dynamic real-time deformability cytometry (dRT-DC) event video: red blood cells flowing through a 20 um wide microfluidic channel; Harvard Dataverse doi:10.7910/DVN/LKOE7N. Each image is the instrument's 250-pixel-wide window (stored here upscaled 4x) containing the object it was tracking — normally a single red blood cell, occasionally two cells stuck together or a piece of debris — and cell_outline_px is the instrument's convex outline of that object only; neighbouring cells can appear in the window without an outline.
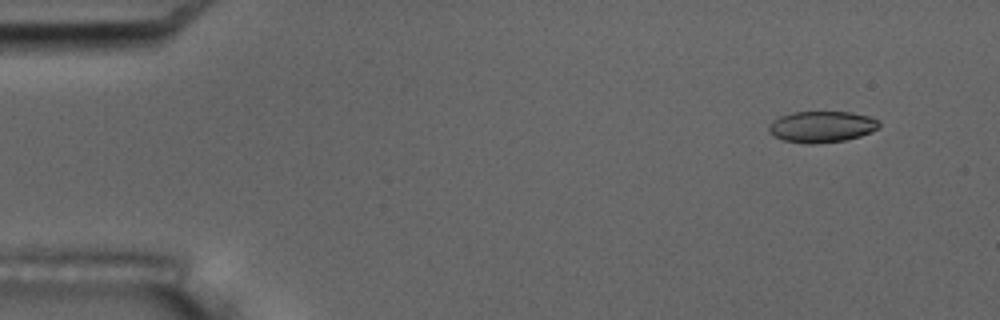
{"species": "common noctule bat (a hibernating species)", "species_latin": "Nyctalus noctula", "temperature_condition": "room temperature", "stored_images_in_passage": 6, "camera_frame_rate_fps": 3000, "um_per_image_px": 0.085, "animal": {"sex": "male", "body_mass_g": 17.5, "forearm_length_mm": 52.3}, "frame": {"image": 1, "passage_image": 2, "time_ms": 1.0, "image_size_px": [1000, 320], "cell_outline_px": [[880, 128], [872, 132], [860, 136], [844, 140], [812, 144], [808, 144], [784, 140], [772, 136], [768, 132], [768, 124], [772, 120], [780, 116], [792, 112], [848, 112], [868, 116], [880, 120]], "centroid_in_image_um": [69.83, 10.77], "position_along_channel_um": 15.2, "area_um2": 20.29}}